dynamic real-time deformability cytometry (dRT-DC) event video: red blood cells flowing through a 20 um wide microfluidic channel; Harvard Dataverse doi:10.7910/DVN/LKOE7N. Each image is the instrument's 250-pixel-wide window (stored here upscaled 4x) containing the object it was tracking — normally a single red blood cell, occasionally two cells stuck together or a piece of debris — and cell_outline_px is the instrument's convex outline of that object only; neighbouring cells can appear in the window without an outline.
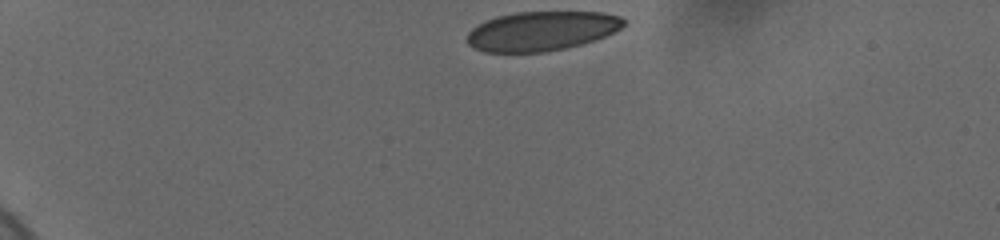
{"species": "human", "species_latin": "Homo sapiens", "temperature_condition": "cold", "stored_images_in_passage": 7, "camera_frame_rate_fps": 3000, "um_per_image_px": 0.085, "donor": {"sex": "female"}, "frame": {"image": 1, "passage_image": 1, "time_ms": 0.0, "image_size_px": [1000, 240], "cell_outline_px": [[624, 24], [620, 28], [604, 36], [580, 44], [564, 48], [544, 52], [484, 52], [472, 48], [464, 40], [468, 32], [476, 24], [484, 20], [496, 16], [516, 12], [604, 12], [620, 16], [624, 20]], "centroid_in_image_um": [45.94, 2.63], "position_along_channel_um": 39.1, "area_um2": 36.07}}
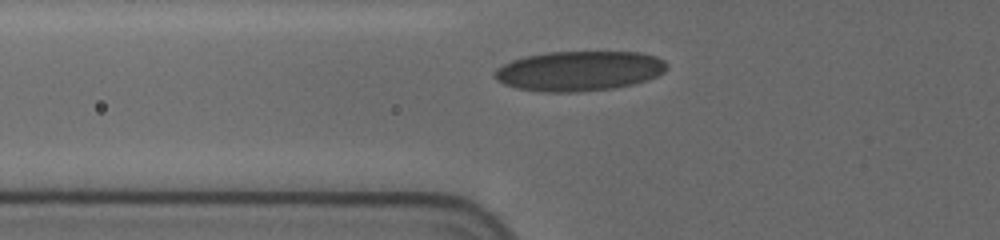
{"frame": {"image": 2, "passage_image": 5, "time_ms": 3.0, "image_size_px": [1000, 240], "cell_outline_px": [[668, 68], [664, 72], [648, 80], [632, 84], [612, 88], [576, 92], [544, 92], [516, 88], [504, 84], [496, 80], [496, 68], [512, 60], [524, 56], [548, 52], [640, 52], [656, 56], [664, 60], [668, 64]], "centroid_in_image_um": [49.25, 6.02], "position_along_channel_um": 76.5, "area_um2": 40.06}}
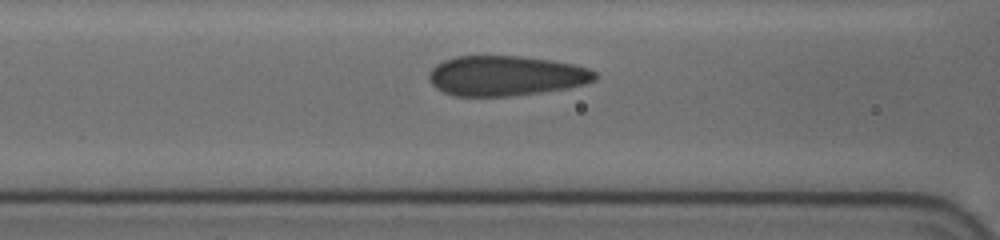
{"frame": {"image": 3, "passage_image": 7, "time_ms": 4.333, "image_size_px": [1000, 240], "cell_outline_px": [[596, 80], [584, 84], [564, 88], [540, 92], [508, 96], [452, 96], [436, 88], [428, 80], [428, 72], [436, 64], [444, 60], [456, 56], [520, 56], [552, 60], [572, 64], [588, 68], [596, 72]], "centroid_in_image_um": [42.95, 6.43], "position_along_channel_um": 123.6, "area_um2": 38.73}}